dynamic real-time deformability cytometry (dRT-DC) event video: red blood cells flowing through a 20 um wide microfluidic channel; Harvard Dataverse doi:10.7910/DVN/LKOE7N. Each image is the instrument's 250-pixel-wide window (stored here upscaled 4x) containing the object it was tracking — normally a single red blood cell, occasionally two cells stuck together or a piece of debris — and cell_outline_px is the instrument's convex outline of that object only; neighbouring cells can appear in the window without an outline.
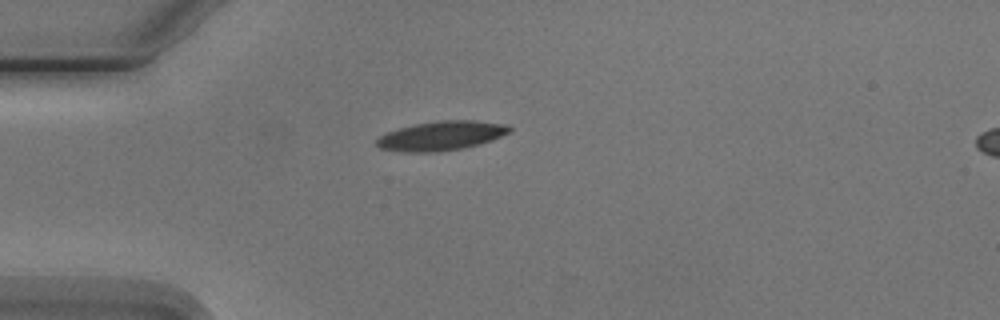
{"species": "Egyptian fruit bat (a non-hibernating species)", "species_latin": "Rousettus aegyptiacus", "temperature_condition": "cold", "stored_images_in_passage": 2, "segment_of_instrument_passage": [1, 2], "camera_frame_rate_fps": 3000, "um_per_image_px": 0.085, "animal": {"sex": "male"}, "frame": {"image": 1, "passage_image": 1, "time_ms": 0.0, "image_size_px": [1000, 320], "cell_outline_px": [[512, 132], [476, 144], [460, 148], [436, 152], [404, 152], [380, 148], [376, 144], [376, 140], [380, 136], [388, 132], [400, 128], [416, 124], [444, 120], [472, 120], [508, 124], [512, 128]], "centroid_in_image_um": [37.51, 11.53], "position_along_channel_um": 47.5, "area_um2": 22.25}}